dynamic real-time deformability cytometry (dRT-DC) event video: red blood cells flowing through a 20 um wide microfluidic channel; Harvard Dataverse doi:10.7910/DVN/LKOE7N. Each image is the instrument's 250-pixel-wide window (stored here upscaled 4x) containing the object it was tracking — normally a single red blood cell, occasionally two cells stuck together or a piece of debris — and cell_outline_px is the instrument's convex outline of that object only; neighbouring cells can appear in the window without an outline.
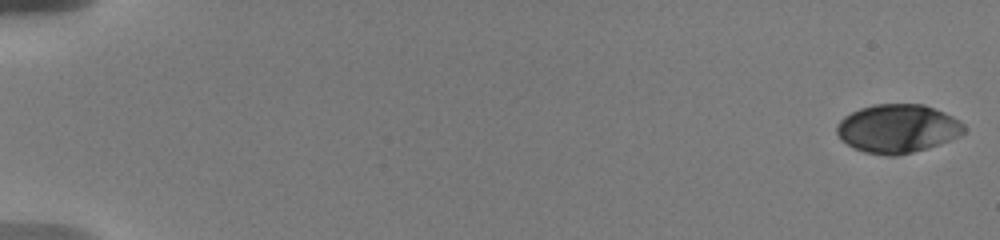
{"species": "human", "species_latin": "Homo sapiens", "temperature_condition": "warm", "stored_images_in_passage": 39, "camera_frame_rate_fps": 3000, "um_per_image_px": 0.085, "donor": {"sex": "male"}, "frame": {"image": 1, "passage_image": 1, "time_ms": 0.0, "image_size_px": [1000, 240], "cell_outline_px": [[964, 132], [960, 136], [928, 148], [896, 156], [884, 156], [864, 152], [840, 140], [836, 132], [836, 124], [844, 116], [860, 108], [872, 104], [924, 104], [944, 112], [960, 120], [964, 124]], "centroid_in_image_um": [76.28, 10.93], "position_along_channel_um": 8.7, "area_um2": 36.18}}
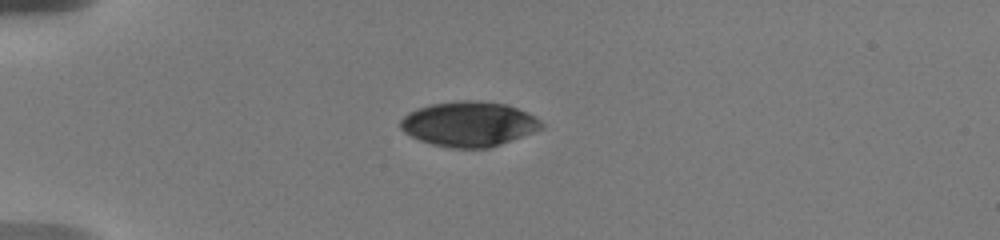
{"frame": {"image": 2, "passage_image": 31, "time_ms": 5.0, "image_size_px": [1000, 240], "cell_outline_px": [[544, 128], [512, 140], [488, 148], [452, 148], [432, 144], [420, 140], [404, 132], [400, 128], [400, 120], [408, 112], [416, 108], [432, 104], [456, 100], [476, 100], [508, 104], [528, 112], [536, 116], [544, 124]], "centroid_in_image_um": [39.87, 10.52], "position_along_channel_um": 45.1, "area_um2": 37.17}}